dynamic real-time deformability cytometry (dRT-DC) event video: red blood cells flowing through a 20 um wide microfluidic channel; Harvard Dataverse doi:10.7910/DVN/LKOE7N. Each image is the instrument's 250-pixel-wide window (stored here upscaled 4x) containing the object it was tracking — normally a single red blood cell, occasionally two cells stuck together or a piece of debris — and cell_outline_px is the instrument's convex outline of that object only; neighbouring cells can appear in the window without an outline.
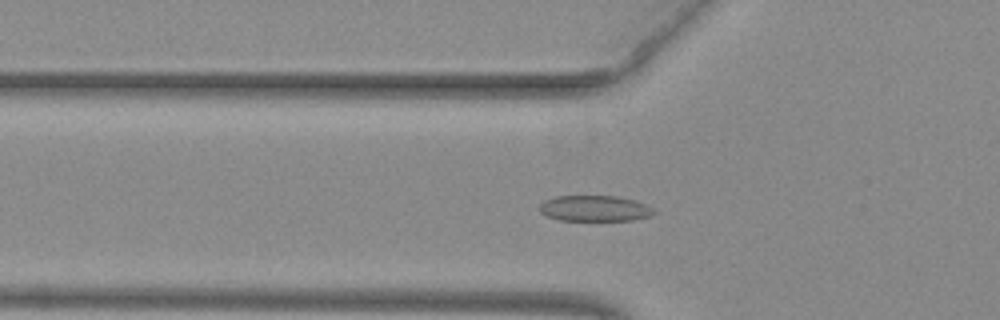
{"species": "common noctule bat (a hibernating species)", "species_latin": "Nyctalus noctula", "temperature_condition": "warm", "stored_images_in_passage": 46, "camera_frame_rate_fps": 3000, "um_per_image_px": 0.085, "animal": {"sex": "female", "body_mass_g": 29.2, "forearm_length_mm": 56.3}, "frame": {"image": 1, "passage_image": 12, "time_ms": 3.667, "image_size_px": [1000, 320], "cell_outline_px": [[656, 212], [648, 216], [632, 220], [560, 220], [548, 216], [540, 212], [540, 204], [544, 200], [556, 196], [616, 196], [648, 204]], "centroid_in_image_um": [50.54, 17.71], "position_along_channel_um": 75.3, "area_um2": 17.05}}
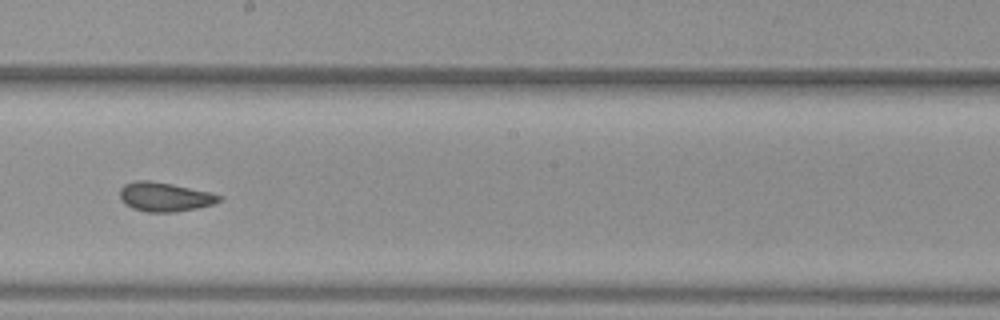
{"frame": {"image": 2, "passage_image": 24, "time_ms": 7.667, "image_size_px": [1000, 320], "cell_outline_px": [[220, 200], [212, 204], [196, 208], [176, 212], [148, 212], [132, 208], [124, 204], [120, 200], [120, 188], [124, 184], [136, 180], [148, 180], [172, 184], [208, 192], [220, 196]], "centroid_in_image_um": [13.92, 16.73], "position_along_channel_um": 234.3, "area_um2": 16.7}}
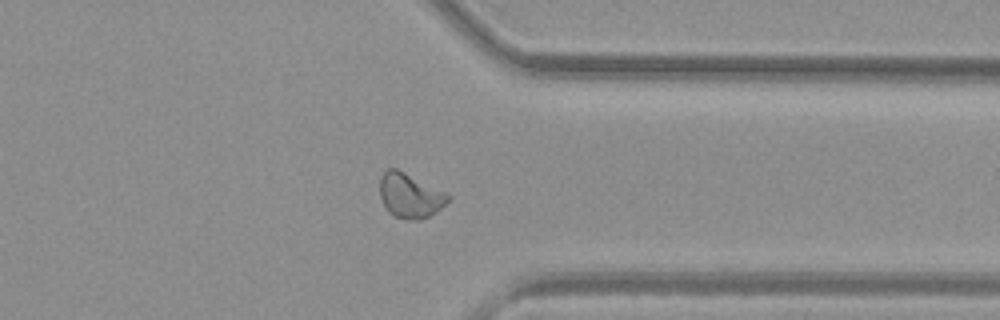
{"frame": {"image": 3, "passage_image": 35, "time_ms": 11.333, "image_size_px": [1000, 320], "cell_outline_px": [[452, 196], [440, 208], [428, 216], [420, 220], [404, 220], [388, 212], [380, 196], [380, 176], [388, 168], [396, 168], [448, 192]], "centroid_in_image_um": [34.86, 16.61], "position_along_channel_um": 376.5, "area_um2": 17.8}, "authors_computed_cell_mechanics": {"area_um2": 17.5134, "velocity_mm_per_s": 3.9611, "shape_relaxation_time_tau1_ms": null, "shape_relaxation_time_tau2_ms": 1.1433, "deformation_change_tau1": null, "deformation_change_tau2": 0.0598}}